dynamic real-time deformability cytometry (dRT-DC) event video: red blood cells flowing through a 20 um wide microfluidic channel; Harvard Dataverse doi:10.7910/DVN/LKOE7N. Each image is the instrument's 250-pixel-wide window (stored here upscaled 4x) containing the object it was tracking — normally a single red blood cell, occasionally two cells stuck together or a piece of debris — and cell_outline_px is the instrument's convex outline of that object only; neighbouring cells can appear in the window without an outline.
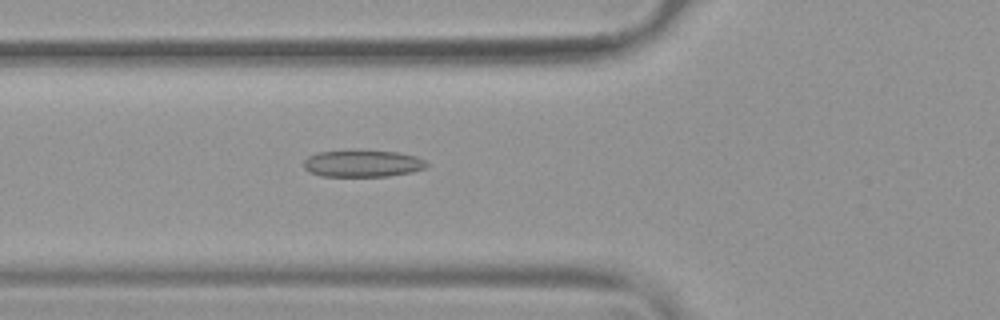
{"species": "common noctule bat (a hibernating species)", "species_latin": "Nyctalus noctula", "temperature_condition": "warm", "stored_images_in_passage": 54, "camera_frame_rate_fps": 3000, "um_per_image_px": 0.085, "animal": {"sex": "female", "body_mass_g": 19.9}, "frame": {"image": 1, "passage_image": 20, "time_ms": 6.333, "image_size_px": [1000, 320], "cell_outline_px": [[428, 164], [424, 168], [412, 172], [388, 176], [320, 176], [308, 172], [304, 168], [304, 160], [308, 156], [316, 152], [356, 148], [400, 152], [416, 156], [424, 160]], "centroid_in_image_um": [30.78, 13.86], "position_along_channel_um": 95.0, "area_um2": 20.06}}
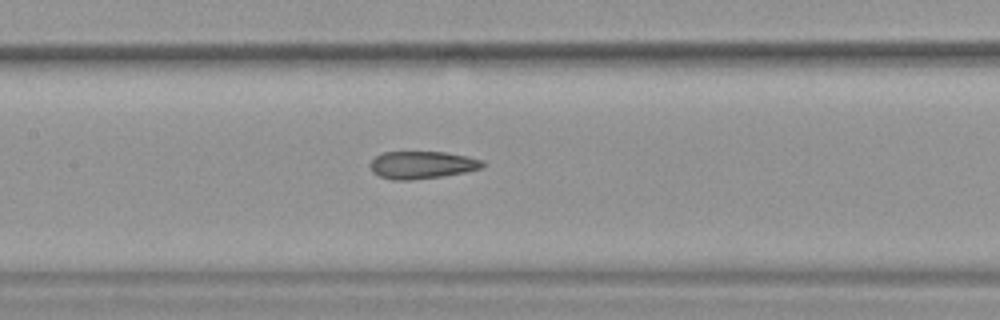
{"frame": {"image": 2, "passage_image": 26, "time_ms": 8.333, "image_size_px": [1000, 320], "cell_outline_px": [[484, 168], [464, 172], [440, 176], [412, 180], [392, 180], [380, 176], [372, 172], [368, 164], [376, 156], [384, 152], [444, 152], [468, 156], [484, 160]], "centroid_in_image_um": [35.87, 14.02], "position_along_channel_um": 171.5, "area_um2": 18.09}}
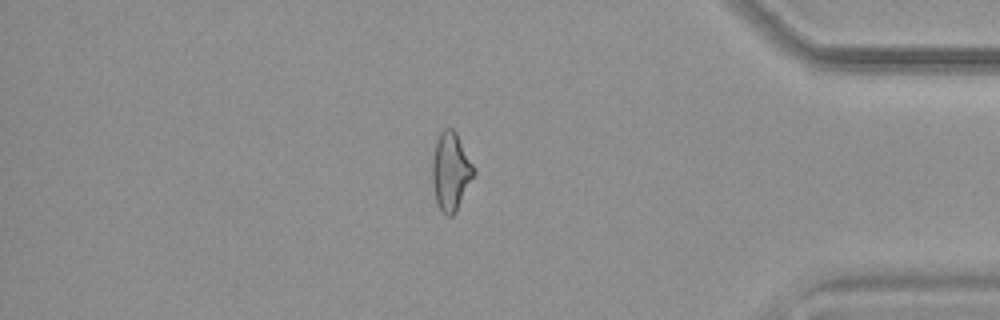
{"frame": {"image": 3, "passage_image": 46, "time_ms": 15.0, "image_size_px": [1000, 320], "cell_outline_px": [[476, 172], [456, 212], [452, 216], [448, 216], [436, 204], [432, 184], [432, 164], [436, 140], [440, 132], [444, 128], [452, 128], [456, 132], [476, 168]], "centroid_in_image_um": [38.33, 14.56], "position_along_channel_um": 396.9, "area_um2": 19.07}, "authors_computed_cell_mechanics": {"area_um2": 19.3341, "velocity_mm_per_s": 3.8154, "shape_relaxation_time_tau1_ms": null, "shape_relaxation_time_tau2_ms": 1.6854, "deformation_change_tau1": null, "deformation_change_tau2": 0.0987}}